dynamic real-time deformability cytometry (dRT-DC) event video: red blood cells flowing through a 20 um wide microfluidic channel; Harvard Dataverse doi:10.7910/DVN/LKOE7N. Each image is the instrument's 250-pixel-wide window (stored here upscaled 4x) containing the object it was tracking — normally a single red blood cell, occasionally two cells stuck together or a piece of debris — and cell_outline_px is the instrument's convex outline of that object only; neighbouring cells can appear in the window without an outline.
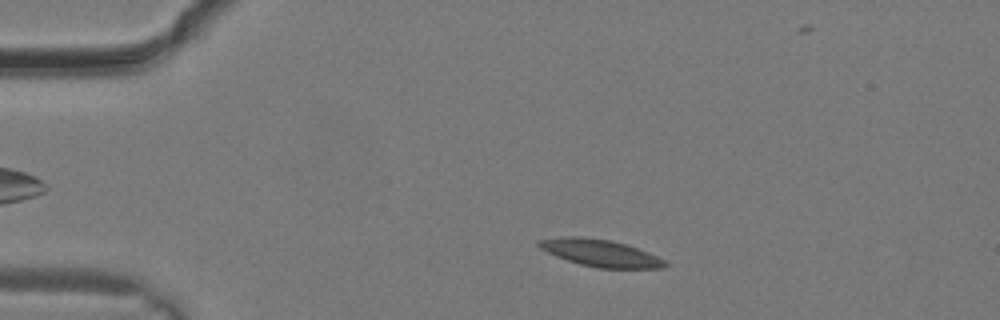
{"species": "common noctule bat (a hibernating species)", "species_latin": "Nyctalus noctula", "temperature_condition": "warm", "stored_images_in_passage": 28, "camera_frame_rate_fps": 3000, "um_per_image_px": 0.085, "animal": {"sex": "male", "body_mass_g": 19.2, "forearm_length_mm": 51.8}, "frame": {"image": 1, "passage_image": 4, "time_ms": 1.0, "image_size_px": [1000, 320], "cell_outline_px": [[668, 264], [664, 268], [600, 268], [580, 264], [556, 256], [540, 248], [536, 244], [540, 240], [560, 236], [580, 236], [608, 240], [624, 244], [648, 252], [664, 260]], "centroid_in_image_um": [51.01, 21.5], "position_along_channel_um": 34.0, "area_um2": 19.59}}
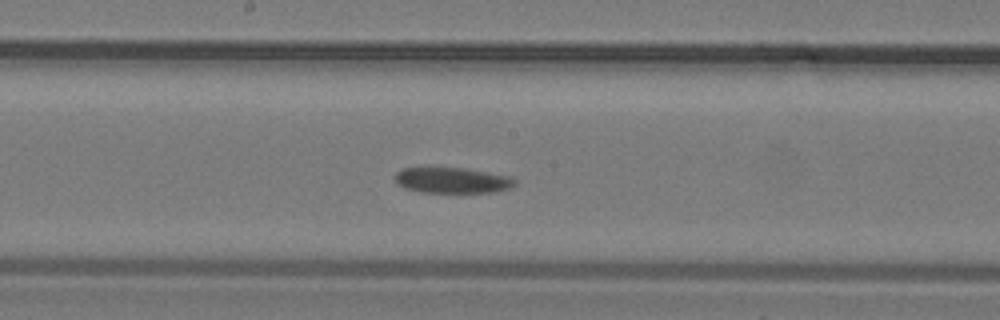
{"frame": {"image": 2, "passage_image": 14, "time_ms": 4.333, "image_size_px": [1000, 320], "cell_outline_px": [[516, 184], [508, 188], [492, 192], [420, 192], [404, 188], [396, 184], [396, 172], [404, 168], [468, 168], [508, 176], [516, 180]], "centroid_in_image_um": [38.42, 15.32], "position_along_channel_um": 209.8, "area_um2": 17.8}}
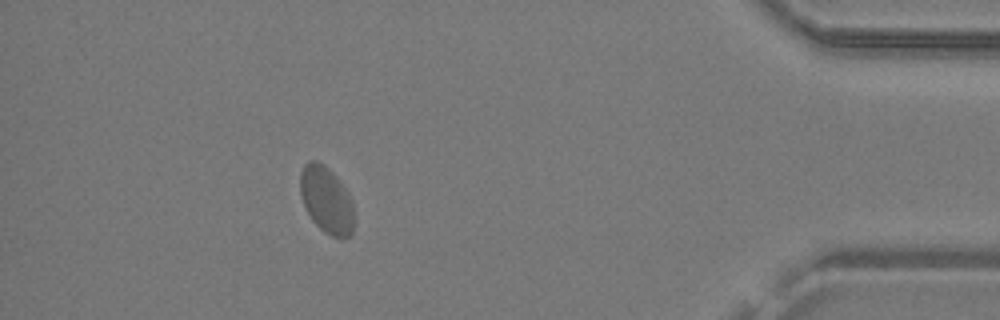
{"frame": {"image": 3, "passage_image": 25, "time_ms": 8.0, "image_size_px": [1000, 320], "cell_outline_px": [[352, 232], [348, 236], [332, 236], [324, 232], [312, 220], [304, 204], [300, 192], [300, 172], [304, 164], [308, 160], [316, 160], [324, 164], [332, 172], [348, 192], [352, 204]], "centroid_in_image_um": [27.71, 16.94], "position_along_channel_um": 407.5, "area_um2": 20.52}}